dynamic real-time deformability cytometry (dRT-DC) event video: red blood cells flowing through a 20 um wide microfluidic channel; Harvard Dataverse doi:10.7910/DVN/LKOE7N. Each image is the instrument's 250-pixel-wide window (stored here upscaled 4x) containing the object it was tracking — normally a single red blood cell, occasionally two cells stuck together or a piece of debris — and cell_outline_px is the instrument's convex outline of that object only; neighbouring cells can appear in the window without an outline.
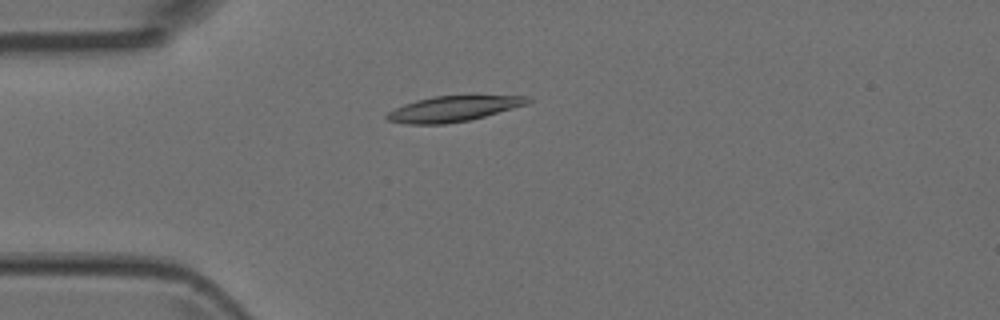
{"species": "Egyptian fruit bat (a non-hibernating species)", "species_latin": "Rousettus aegyptiacus", "temperature_condition": "room temperature", "stored_images_in_passage": 1, "camera_frame_rate_fps": 3000, "um_per_image_px": 0.085, "animal": {"sex": "female"}, "frame": {"image": 1, "passage_image": 1, "time_ms": 0.0, "image_size_px": [1000, 320], "cell_outline_px": [[532, 100], [528, 104], [484, 116], [468, 120], [444, 124], [408, 124], [388, 120], [384, 116], [388, 112], [404, 104], [416, 100], [436, 96], [528, 96]], "centroid_in_image_um": [38.52, 9.25], "position_along_channel_um": 46.5, "area_um2": 20.58}}